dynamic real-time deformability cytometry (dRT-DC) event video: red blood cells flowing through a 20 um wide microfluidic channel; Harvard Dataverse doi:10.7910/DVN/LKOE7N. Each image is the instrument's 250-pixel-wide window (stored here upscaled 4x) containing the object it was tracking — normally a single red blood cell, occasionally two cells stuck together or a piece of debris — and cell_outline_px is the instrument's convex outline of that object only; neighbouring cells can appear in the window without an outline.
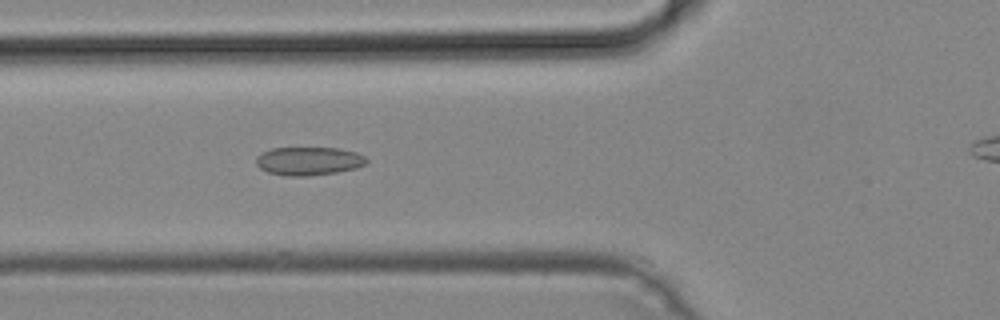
{"species": "common noctule bat (a hibernating species)", "species_latin": "Nyctalus noctula", "temperature_condition": "cold", "stored_images_in_passage": 29, "camera_frame_rate_fps": 3000, "um_per_image_px": 0.085, "animal": {"sex": "male", "body_mass_g": 19.2, "forearm_length_mm": 51.8}, "frame": {"image": 1, "passage_image": 3, "time_ms": 0.667, "image_size_px": [1000, 320], "cell_outline_px": [[368, 164], [356, 168], [336, 172], [308, 176], [284, 176], [268, 172], [260, 168], [256, 164], [256, 156], [260, 152], [272, 148], [340, 148], [356, 152], [364, 156], [368, 160]], "centroid_in_image_um": [26.23, 13.69], "position_along_channel_um": 99.6, "area_um2": 18.44}}
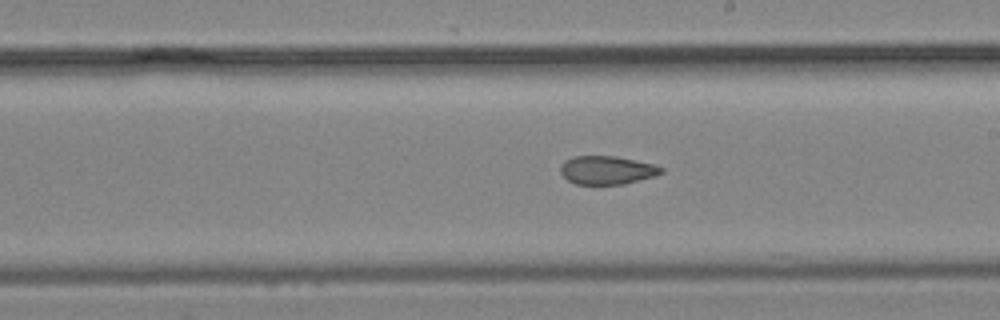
{"frame": {"image": 2, "passage_image": 13, "time_ms": 4.0, "image_size_px": [1000, 320], "cell_outline_px": [[664, 172], [656, 176], [624, 184], [576, 184], [568, 180], [560, 172], [560, 164], [564, 160], [572, 156], [616, 156], [656, 164], [664, 168]], "centroid_in_image_um": [51.61, 14.45], "position_along_channel_um": 237.4, "area_um2": 16.94}}
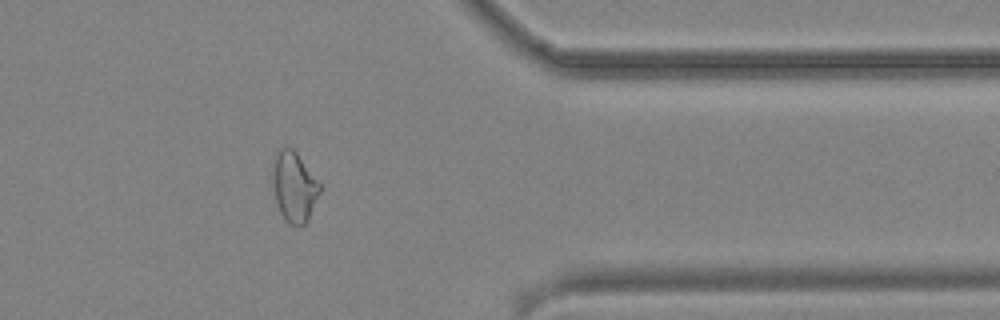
{"frame": {"image": 3, "passage_image": 25, "time_ms": 8.0, "image_size_px": [1000, 320], "cell_outline_px": [[320, 192], [308, 220], [304, 224], [288, 224], [284, 220], [280, 212], [276, 200], [272, 164], [272, 156], [280, 148], [292, 148], [296, 152], [320, 184]], "centroid_in_image_um": [24.99, 15.86], "position_along_channel_um": 386.4, "area_um2": 18.96}}